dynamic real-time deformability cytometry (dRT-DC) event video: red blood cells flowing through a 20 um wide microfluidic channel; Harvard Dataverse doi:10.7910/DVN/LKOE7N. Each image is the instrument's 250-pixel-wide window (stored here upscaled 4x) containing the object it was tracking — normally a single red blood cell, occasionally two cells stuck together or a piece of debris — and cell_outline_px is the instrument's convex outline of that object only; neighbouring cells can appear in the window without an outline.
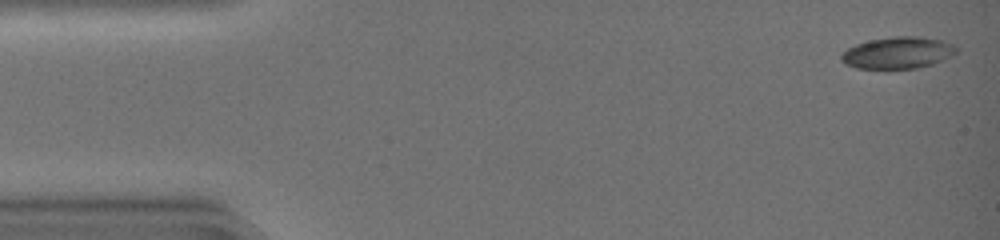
{"species": "common noctule bat (a hibernating species)", "species_latin": "Nyctalus noctula", "temperature_condition": "warm", "stored_images_in_passage": 20, "camera_frame_rate_fps": 3000, "um_per_image_px": 0.085, "animal": {"sex": "female", "body_mass_g": 19.0, "forearm_length_mm": 51.5}, "frame": {"image": 1, "passage_image": 2, "time_ms": 0.333, "image_size_px": [1000, 240], "cell_outline_px": [[956, 52], [932, 64], [916, 68], [856, 68], [840, 60], [840, 56], [848, 48], [856, 44], [872, 40], [892, 36], [916, 36], [944, 40], [952, 44], [956, 48]], "centroid_in_image_um": [76.3, 4.47], "position_along_channel_um": 8.7, "area_um2": 20.87}}